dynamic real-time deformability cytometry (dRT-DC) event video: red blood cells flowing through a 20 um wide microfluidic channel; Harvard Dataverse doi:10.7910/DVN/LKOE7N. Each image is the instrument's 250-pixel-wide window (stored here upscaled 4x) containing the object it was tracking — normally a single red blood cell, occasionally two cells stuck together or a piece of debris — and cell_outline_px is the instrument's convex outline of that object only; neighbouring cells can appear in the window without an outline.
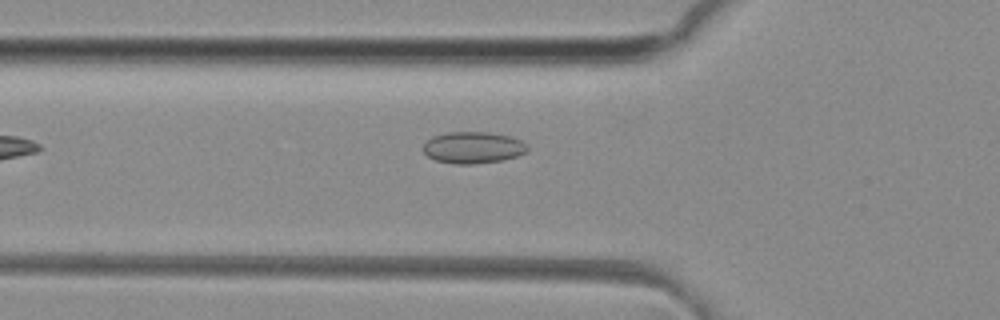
{"species": "common noctule bat (a hibernating species)", "species_latin": "Nyctalus noctula", "temperature_condition": "room temperature", "stored_images_in_passage": 37, "camera_frame_rate_fps": 3000, "um_per_image_px": 0.085, "animal": {"sex": "female", "body_mass_g": 29.2, "forearm_length_mm": 56.3}, "frame": {"image": 1, "passage_image": 4, "time_ms": 1.0, "image_size_px": [1000, 320], "cell_outline_px": [[528, 152], [516, 156], [500, 160], [472, 164], [456, 164], [436, 160], [428, 156], [424, 152], [424, 144], [432, 136], [448, 132], [488, 132], [512, 136], [528, 144]], "centroid_in_image_um": [40.24, 12.53], "position_along_channel_um": 85.6, "area_um2": 19.19}}
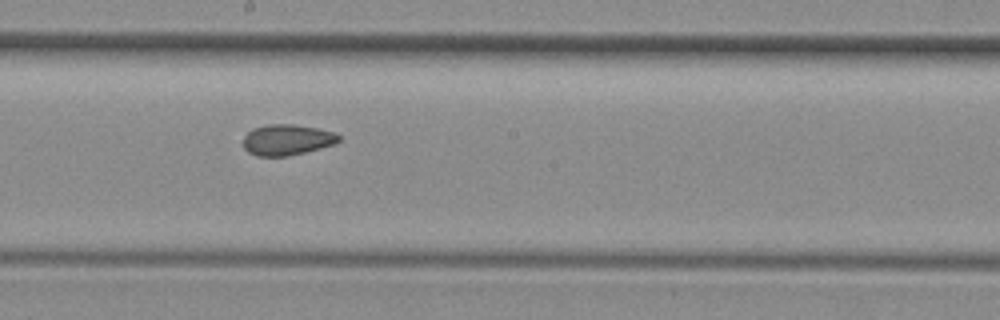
{"frame": {"image": 2, "passage_image": 14, "time_ms": 4.333, "image_size_px": [1000, 320], "cell_outline_px": [[340, 140], [332, 144], [320, 148], [288, 156], [256, 156], [248, 152], [244, 148], [244, 136], [252, 128], [268, 124], [292, 124], [320, 128], [336, 132], [340, 136]], "centroid_in_image_um": [24.39, 11.87], "position_along_channel_um": 223.8, "area_um2": 17.22}}
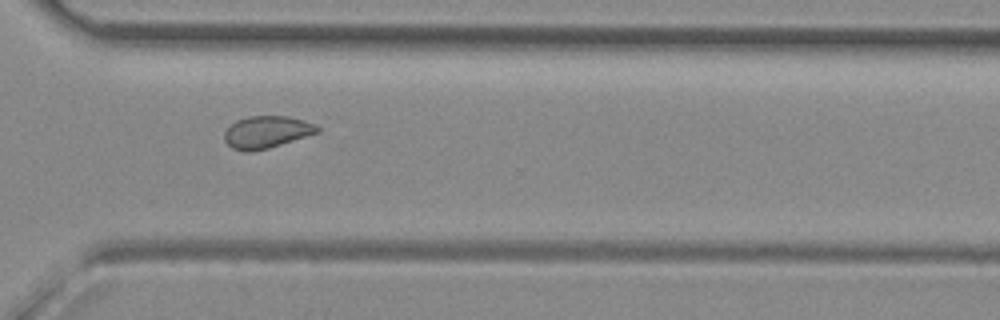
{"frame": {"image": 3, "passage_image": 23, "time_ms": 7.333, "image_size_px": [1000, 320], "cell_outline_px": [[320, 132], [268, 148], [252, 152], [244, 152], [232, 148], [224, 140], [224, 132], [236, 120], [248, 116], [288, 116], [304, 120], [316, 124], [320, 128]], "centroid_in_image_um": [22.67, 11.22], "position_along_channel_um": 347.9, "area_um2": 17.51}, "authors_computed_cell_mechanics": {"area_um2": 17.6868, "velocity_mm_per_s": 4.1354, "shape_relaxation_time_tau1_ms": null, "shape_relaxation_time_tau2_ms": 1.9426, "deformation_change_tau1": null, "deformation_change_tau2": 0.0713}}